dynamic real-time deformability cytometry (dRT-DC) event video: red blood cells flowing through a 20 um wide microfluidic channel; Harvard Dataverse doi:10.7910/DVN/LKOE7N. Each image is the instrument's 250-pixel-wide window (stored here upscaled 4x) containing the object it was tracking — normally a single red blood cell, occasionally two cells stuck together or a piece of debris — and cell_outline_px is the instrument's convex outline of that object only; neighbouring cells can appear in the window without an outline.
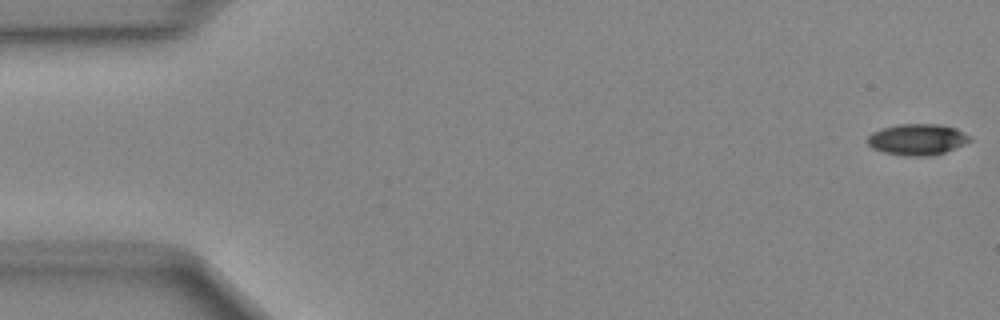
{"species": "Egyptian fruit bat (a non-hibernating species)", "species_latin": "Rousettus aegyptiacus", "temperature_condition": "cold", "stored_images_in_passage": 49, "camera_frame_rate_fps": 3000, "um_per_image_px": 0.085, "animal": {"sex": "female"}, "frame": {"image": 1, "passage_image": 1, "time_ms": 0.0, "image_size_px": [1000, 320], "cell_outline_px": [[972, 140], [964, 144], [944, 152], [932, 156], [904, 156], [884, 152], [872, 148], [868, 144], [868, 136], [872, 132], [896, 124], [940, 124], [956, 128], [972, 136]], "centroid_in_image_um": [77.99, 11.85], "position_along_channel_um": 7.0, "area_um2": 18.67}}
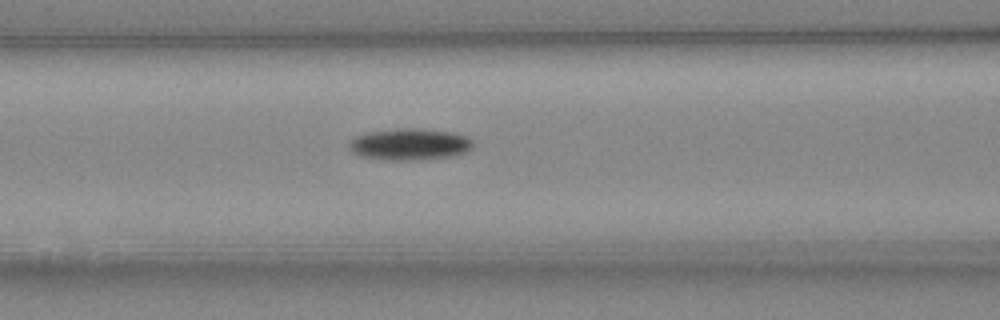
{"frame": {"image": 2, "passage_image": 20, "time_ms": 6.333, "image_size_px": [1000, 320], "cell_outline_px": [[476, 144], [472, 148], [464, 152], [452, 156], [412, 160], [388, 160], [360, 156], [352, 152], [348, 148], [348, 144], [356, 136], [368, 132], [400, 128], [412, 128], [452, 132], [468, 136]], "centroid_in_image_um": [34.83, 12.26], "position_along_channel_um": 131.8, "area_um2": 22.83}}
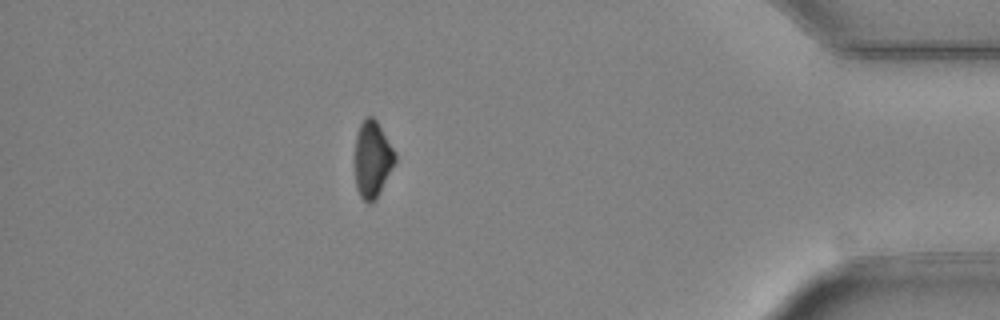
{"frame": {"image": 3, "passage_image": 43, "time_ms": 14.0, "image_size_px": [1000, 320], "cell_outline_px": [[396, 160], [376, 200], [372, 204], [368, 204], [360, 196], [356, 188], [356, 136], [360, 124], [364, 116], [372, 116], [376, 120], [396, 152]], "centroid_in_image_um": [31.66, 13.54], "position_along_channel_um": 403.5, "area_um2": 17.86}}